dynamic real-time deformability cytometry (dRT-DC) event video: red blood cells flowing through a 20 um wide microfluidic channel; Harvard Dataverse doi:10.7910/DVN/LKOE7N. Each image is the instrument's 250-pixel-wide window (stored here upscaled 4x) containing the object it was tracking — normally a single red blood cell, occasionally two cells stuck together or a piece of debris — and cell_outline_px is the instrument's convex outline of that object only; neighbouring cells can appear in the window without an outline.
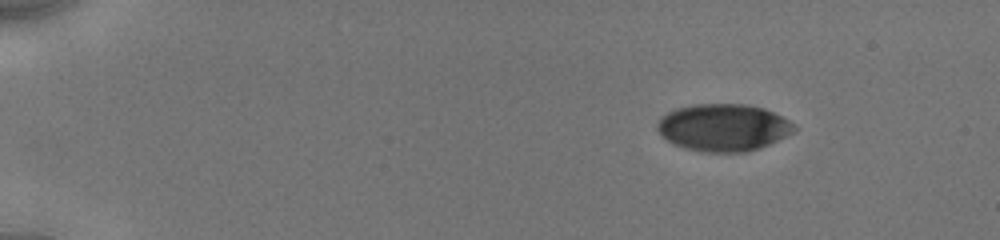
{"species": "human", "species_latin": "Homo sapiens", "temperature_condition": "cold", "stored_images_in_passage": 40, "camera_frame_rate_fps": 3000, "um_per_image_px": 0.085, "donor": {"sex": "male"}, "frame": {"image": 1, "passage_image": 1, "time_ms": 0.0, "image_size_px": [1000, 240], "cell_outline_px": [[796, 128], [792, 132], [760, 148], [748, 152], [704, 152], [684, 148], [668, 140], [656, 128], [656, 124], [660, 116], [676, 108], [696, 104], [744, 104], [764, 108], [796, 124]], "centroid_in_image_um": [61.46, 10.83], "position_along_channel_um": 23.5, "area_um2": 37.45}}
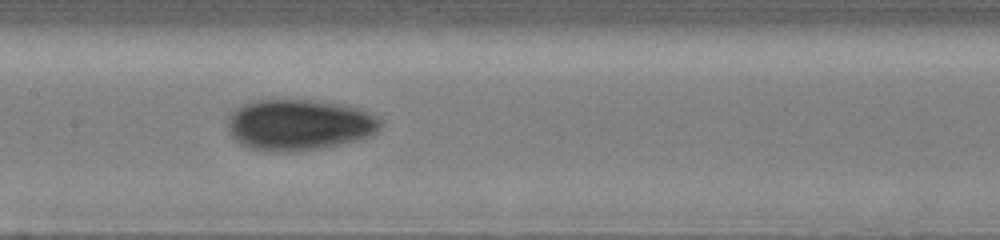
{"frame": {"image": 2, "passage_image": 18, "time_ms": 7.0, "image_size_px": [1000, 240], "cell_outline_px": [[384, 124], [376, 132], [368, 136], [356, 140], [340, 144], [320, 148], [292, 152], [272, 152], [248, 148], [240, 144], [228, 132], [228, 116], [236, 108], [252, 100], [312, 100], [348, 104], [360, 108], [376, 116]], "centroid_in_image_um": [25.42, 10.6], "position_along_channel_um": 182.0, "area_um2": 45.89}}
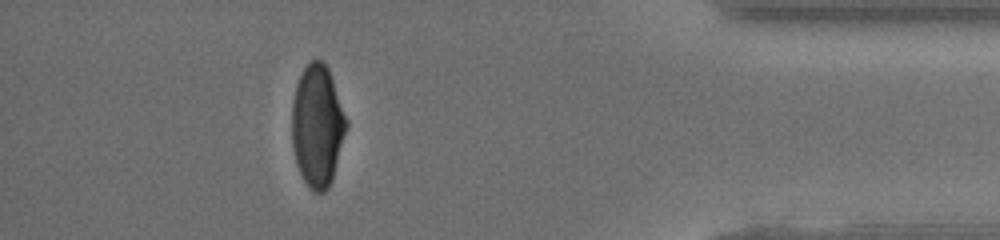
{"frame": {"image": 3, "passage_image": 34, "time_ms": 13.667, "image_size_px": [1000, 240], "cell_outline_px": [[348, 124], [332, 180], [328, 188], [324, 192], [316, 192], [304, 180], [296, 164], [292, 144], [292, 104], [296, 84], [304, 68], [312, 60], [324, 60], [328, 68], [348, 120]], "centroid_in_image_um": [26.98, 10.67], "position_along_channel_um": 408.2, "area_um2": 38.55}, "authors_computed_cell_mechanics": {"area_um2": 39.9109, "velocity_mm_per_s": 3.9397, "shape_relaxation_time_tau1_ms": 3.8907, "shape_relaxation_time_tau2_ms": 2.2648, "deformation_change_tau1": 0.1157, "deformation_change_tau2": 0.0371}}